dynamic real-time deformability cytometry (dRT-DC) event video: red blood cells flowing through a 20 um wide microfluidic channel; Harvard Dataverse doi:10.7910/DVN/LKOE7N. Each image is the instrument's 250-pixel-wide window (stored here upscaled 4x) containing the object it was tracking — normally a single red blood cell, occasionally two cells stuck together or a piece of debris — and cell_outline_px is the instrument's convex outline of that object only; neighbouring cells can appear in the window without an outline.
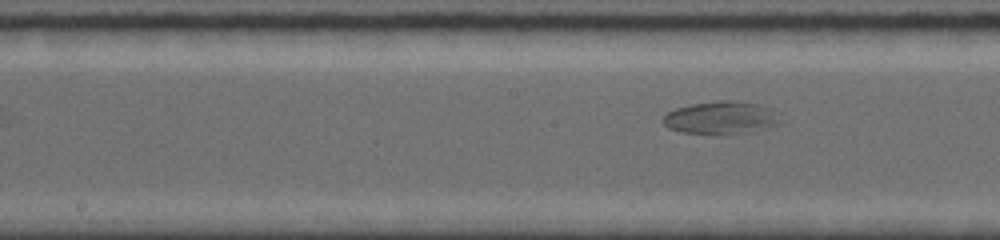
{"species": "common noctule bat (a hibernating species)", "species_latin": "Nyctalus noctula", "temperature_condition": "room temperature", "stored_images_in_passage": 13, "segment_of_instrument_passage": [2, 2], "camera_frame_rate_fps": 5000, "um_per_image_px": 0.085, "animal": {"sex": "female", "body_mass_g": 19.0, "forearm_length_mm": 56.7}, "frame": {"image": 1, "passage_image": 13, "time_ms": 6.4, "image_size_px": [1000, 240], "cell_outline_px": [[784, 124], [756, 132], [724, 136], [712, 136], [680, 132], [668, 128], [664, 124], [664, 116], [668, 112], [676, 108], [692, 104], [716, 100], [728, 100], [756, 104], [780, 112]], "centroid_in_image_um": [61.39, 10.06], "position_along_channel_um": 186.8, "area_um2": 23.52}}